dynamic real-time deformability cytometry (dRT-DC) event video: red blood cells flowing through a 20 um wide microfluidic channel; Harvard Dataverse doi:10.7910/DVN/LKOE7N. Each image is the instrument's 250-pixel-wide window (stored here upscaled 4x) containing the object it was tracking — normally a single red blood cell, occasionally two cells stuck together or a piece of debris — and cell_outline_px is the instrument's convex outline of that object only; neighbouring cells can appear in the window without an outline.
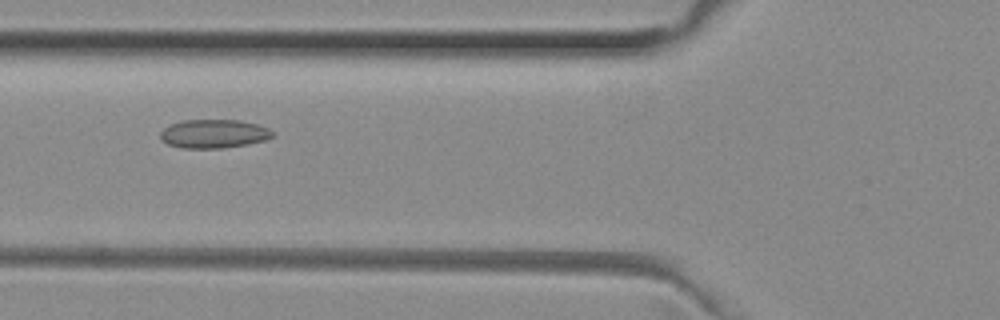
{"species": "common noctule bat (a hibernating species)", "species_latin": "Nyctalus noctula", "temperature_condition": "room temperature", "stored_images_in_passage": 51, "camera_frame_rate_fps": 3000, "um_per_image_px": 0.085, "animal": {"sex": "female", "body_mass_g": 29.2, "forearm_length_mm": 56.3}, "frame": {"image": 1, "passage_image": 19, "time_ms": 6.0, "image_size_px": [1000, 320], "cell_outline_px": [[276, 136], [264, 140], [224, 148], [180, 148], [168, 144], [160, 140], [160, 132], [164, 128], [180, 120], [240, 120], [256, 124], [268, 128]], "centroid_in_image_um": [18.14, 11.37], "position_along_channel_um": 107.7, "area_um2": 18.73}}
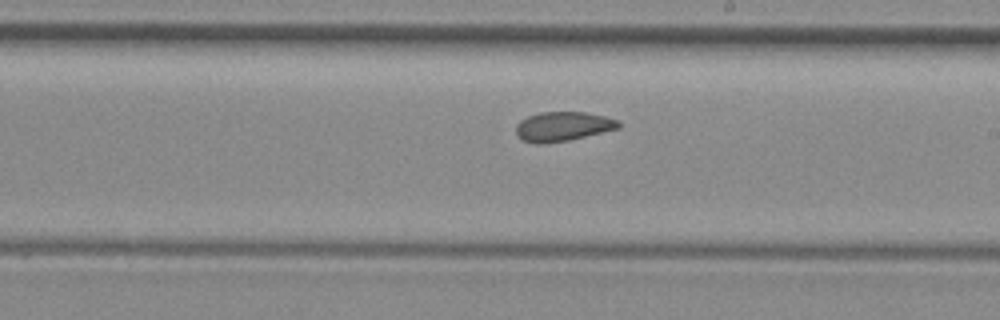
{"frame": {"image": 2, "passage_image": 29, "time_ms": 9.333, "image_size_px": [1000, 320], "cell_outline_px": [[620, 128], [568, 140], [540, 144], [536, 144], [524, 140], [516, 136], [516, 124], [520, 120], [528, 116], [540, 112], [588, 112], [620, 120]], "centroid_in_image_um": [47.84, 10.74], "position_along_channel_um": 241.2, "area_um2": 17.63}}
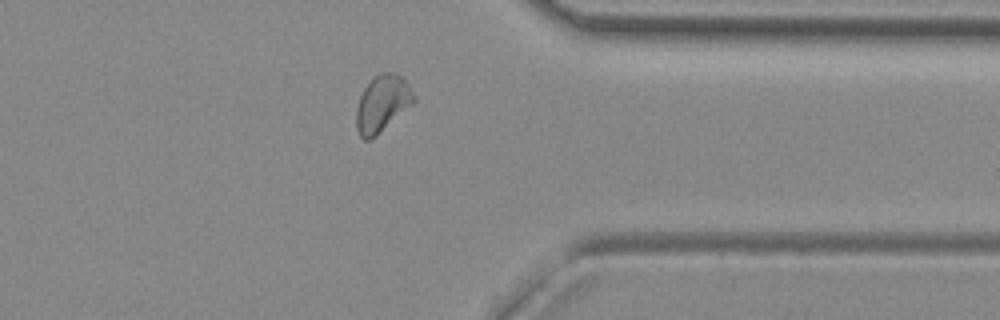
{"frame": {"image": 3, "passage_image": 40, "time_ms": 13.0, "image_size_px": [1000, 320], "cell_outline_px": [[416, 100], [412, 104], [376, 136], [368, 140], [364, 140], [360, 136], [356, 128], [356, 108], [360, 96], [364, 88], [376, 76], [384, 72], [396, 72], [408, 84]], "centroid_in_image_um": [32.47, 8.82], "position_along_channel_um": 378.9, "area_um2": 18.67}, "authors_computed_cell_mechanics": {"area_um2": 18.6694, "velocity_mm_per_s": 4.0049, "shape_relaxation_time_tau1_ms": null, "shape_relaxation_time_tau2_ms": 2.8133, "deformation_change_tau1": null, "deformation_change_tau2": 0.0685}}